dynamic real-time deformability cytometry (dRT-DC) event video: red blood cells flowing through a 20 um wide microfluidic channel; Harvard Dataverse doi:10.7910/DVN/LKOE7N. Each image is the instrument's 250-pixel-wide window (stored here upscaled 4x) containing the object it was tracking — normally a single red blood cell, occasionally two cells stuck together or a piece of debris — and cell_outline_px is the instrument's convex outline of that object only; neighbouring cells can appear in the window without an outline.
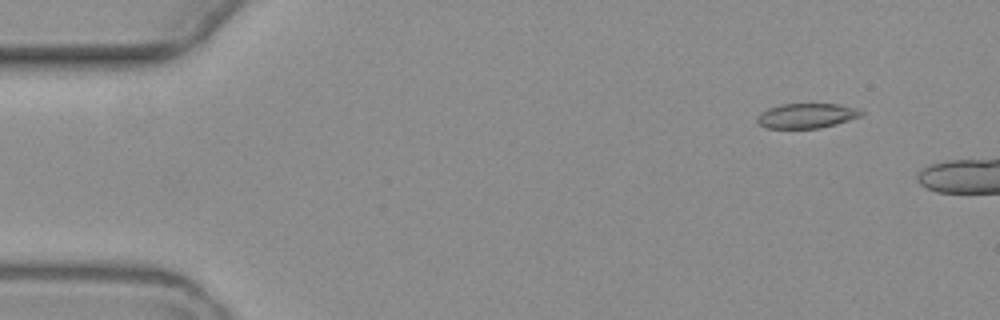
{"species": "common noctule bat (a hibernating species)", "species_latin": "Nyctalus noctula", "temperature_condition": "warm", "stored_images_in_passage": 5, "camera_frame_rate_fps": 3000, "um_per_image_px": 0.085, "animal": {"sex": "female", "body_mass_g": 19.3, "forearm_length_mm": 54.1}, "frame": {"image": 1, "passage_image": 2, "time_ms": 1.333, "image_size_px": [1000, 320], "cell_outline_px": [[864, 112], [860, 116], [836, 124], [820, 128], [764, 128], [756, 120], [756, 116], [760, 112], [768, 108], [780, 104], [840, 104], [856, 108]], "centroid_in_image_um": [68.52, 9.83], "position_along_channel_um": 16.5, "area_um2": 15.09}}
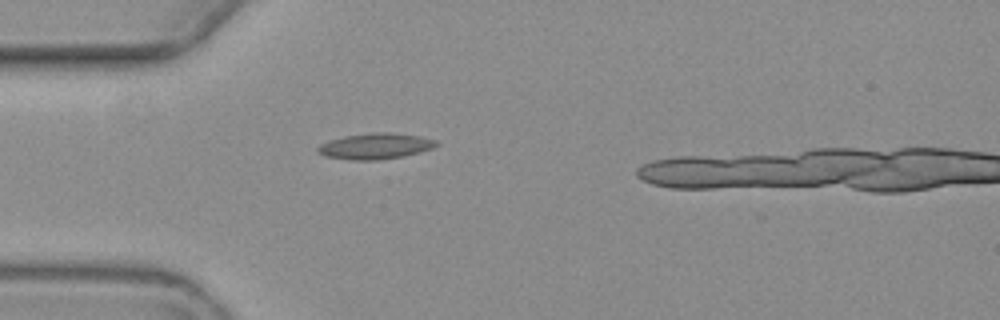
{"frame": {"image": 2, "passage_image": 5, "time_ms": 5.0, "image_size_px": [1000, 320], "cell_outline_px": [[440, 144], [432, 148], [404, 156], [376, 160], [352, 160], [324, 156], [316, 152], [316, 148], [320, 144], [328, 140], [344, 136], [372, 132], [392, 132], [420, 136], [436, 140]], "centroid_in_image_um": [31.87, 12.41], "position_along_channel_um": 53.1, "area_um2": 18.03}}